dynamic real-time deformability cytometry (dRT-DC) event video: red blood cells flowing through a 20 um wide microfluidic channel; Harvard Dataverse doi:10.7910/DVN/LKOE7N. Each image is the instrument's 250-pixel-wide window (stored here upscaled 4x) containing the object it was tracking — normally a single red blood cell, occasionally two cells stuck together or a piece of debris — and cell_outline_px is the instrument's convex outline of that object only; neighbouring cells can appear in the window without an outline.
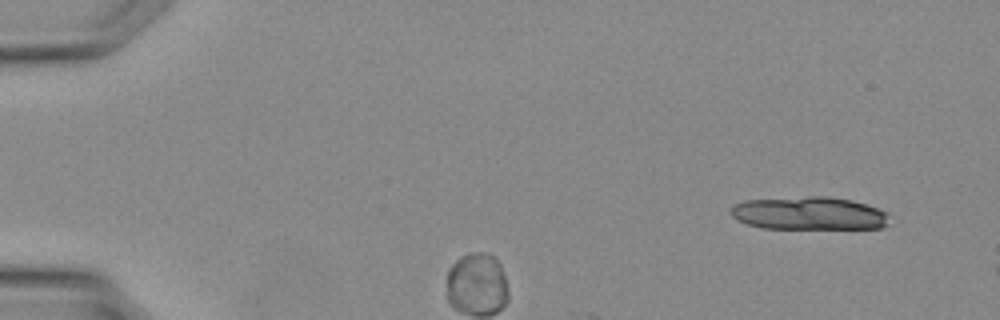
{"species": "Egyptian fruit bat (a non-hibernating species)", "species_latin": "Rousettus aegyptiacus", "temperature_condition": "warm", "stored_images_in_passage": 3, "camera_frame_rate_fps": 3000, "um_per_image_px": 0.085, "animal": {"sex": "female"}, "frame": {"image": 1, "passage_image": 1, "time_ms": 0.0, "image_size_px": [1000, 320], "cell_outline_px": [[888, 224], [884, 228], [764, 228], [748, 224], [732, 216], [728, 212], [736, 204], [744, 200], [808, 196], [828, 196], [852, 200], [876, 208], [884, 212], [888, 216]], "centroid_in_image_um": [68.76, 18.13], "position_along_channel_um": 16.2, "area_um2": 30.35}}